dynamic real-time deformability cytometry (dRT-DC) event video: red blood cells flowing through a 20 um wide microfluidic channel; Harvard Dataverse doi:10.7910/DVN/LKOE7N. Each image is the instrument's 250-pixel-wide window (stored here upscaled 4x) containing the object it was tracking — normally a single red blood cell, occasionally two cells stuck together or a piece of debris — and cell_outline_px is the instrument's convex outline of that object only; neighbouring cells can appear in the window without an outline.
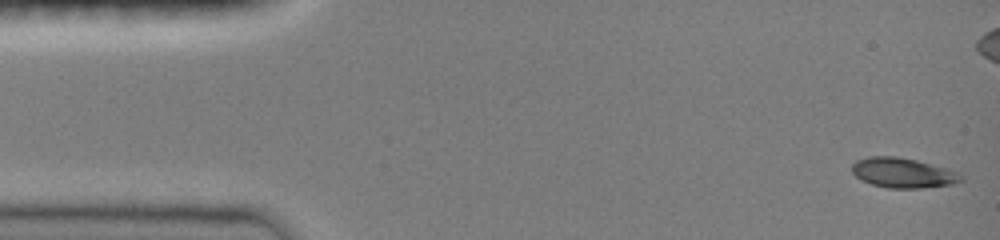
{"species": "common noctule bat (a hibernating species)", "species_latin": "Nyctalus noctula", "temperature_condition": "room temperature", "stored_images_in_passage": 9, "camera_frame_rate_fps": 3000, "um_per_image_px": 0.085, "animal": {"sex": "female", "body_mass_g": 19.0, "forearm_length_mm": 51.5}, "frame": {"image": 1, "passage_image": 1, "time_ms": 0.0, "image_size_px": [1000, 240], "cell_outline_px": [[960, 180], [952, 184], [920, 188], [888, 188], [872, 184], [856, 176], [852, 172], [852, 164], [856, 160], [868, 156], [896, 156], [916, 160], [944, 168], [952, 172]], "centroid_in_image_um": [76.62, 14.68], "position_along_channel_um": 8.4, "area_um2": 18.38}}